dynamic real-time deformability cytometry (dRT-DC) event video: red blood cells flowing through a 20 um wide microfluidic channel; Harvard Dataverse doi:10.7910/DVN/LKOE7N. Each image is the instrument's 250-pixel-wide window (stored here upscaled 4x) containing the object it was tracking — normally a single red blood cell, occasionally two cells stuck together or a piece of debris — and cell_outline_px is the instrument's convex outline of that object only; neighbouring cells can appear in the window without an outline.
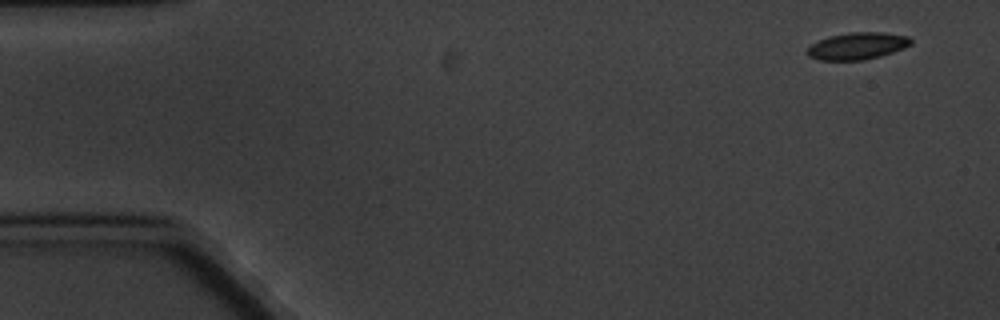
{"species": "common noctule bat (a hibernating species)", "species_latin": "Nyctalus noctula", "temperature_condition": "cold", "stored_images_in_passage": 5, "camera_frame_rate_fps": 3000, "um_per_image_px": 0.085, "animal": {"sex": "male", "body_mass_g": 20.1, "forearm_length_mm": 53.5}, "frame": {"image": 1, "passage_image": 1, "time_ms": 0.0, "image_size_px": [1000, 320], "cell_outline_px": [[912, 44], [904, 48], [880, 56], [864, 60], [820, 60], [808, 56], [808, 48], [812, 44], [828, 36], [848, 32], [880, 32], [908, 36], [912, 40]], "centroid_in_image_um": [72.89, 3.9], "position_along_channel_um": 12.1, "area_um2": 16.24}}
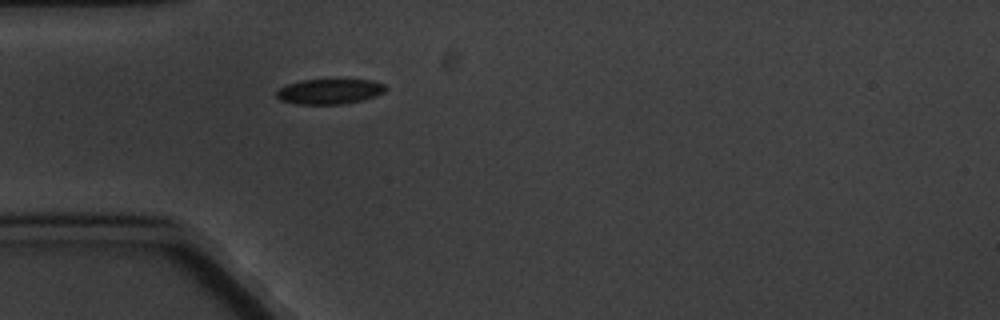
{"frame": {"image": 2, "passage_image": 5, "time_ms": 4.667, "image_size_px": [1000, 320], "cell_outline_px": [[388, 88], [384, 92], [376, 96], [364, 100], [340, 104], [296, 104], [280, 100], [276, 96], [276, 92], [280, 88], [288, 84], [300, 80], [372, 80], [384, 84]], "centroid_in_image_um": [28.03, 7.78], "position_along_channel_um": 57.0, "area_um2": 16.01}}